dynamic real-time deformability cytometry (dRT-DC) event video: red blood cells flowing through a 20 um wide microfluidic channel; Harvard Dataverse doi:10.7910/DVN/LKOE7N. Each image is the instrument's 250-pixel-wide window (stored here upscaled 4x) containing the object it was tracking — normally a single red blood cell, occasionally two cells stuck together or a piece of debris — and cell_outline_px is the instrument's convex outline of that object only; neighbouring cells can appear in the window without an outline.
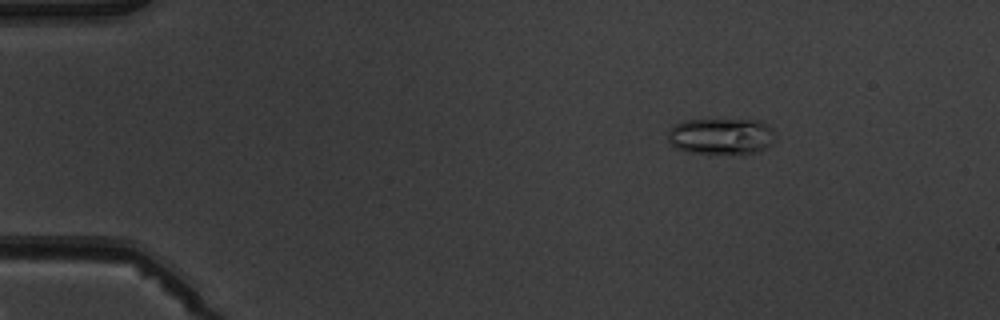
{"species": "common noctule bat (a hibernating species)", "species_latin": "Nyctalus noctula", "temperature_condition": "warm", "stored_images_in_passage": 5, "camera_frame_rate_fps": 3000, "um_per_image_px": 0.085, "animal": {"sex": "male", "body_mass_g": 19.5, "forearm_length_mm": 54.6}, "frame": {"image": 1, "passage_image": 3, "time_ms": 2.333, "image_size_px": [1000, 320], "cell_outline_px": [[772, 132], [768, 144], [764, 148], [756, 152], [688, 152], [676, 148], [668, 140], [668, 132], [676, 124], [684, 120], [760, 120], [772, 128]], "centroid_in_image_um": [61.23, 11.55], "position_along_channel_um": 23.8, "area_um2": 21.79}}